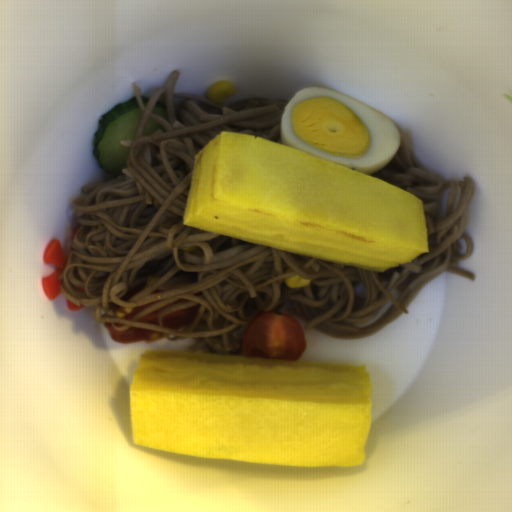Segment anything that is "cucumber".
I'll use <instances>...</instances> for the list:
<instances>
[{
	"label": "cucumber",
	"mask_w": 512,
	"mask_h": 512,
	"mask_svg": "<svg viewBox=\"0 0 512 512\" xmlns=\"http://www.w3.org/2000/svg\"><path fill=\"white\" fill-rule=\"evenodd\" d=\"M151 113H156L157 115H159L160 117L169 122L167 107L163 103L159 101L156 102Z\"/></svg>",
	"instance_id": "cucumber-3"
},
{
	"label": "cucumber",
	"mask_w": 512,
	"mask_h": 512,
	"mask_svg": "<svg viewBox=\"0 0 512 512\" xmlns=\"http://www.w3.org/2000/svg\"><path fill=\"white\" fill-rule=\"evenodd\" d=\"M101 116L99 130L94 135L92 153L108 175L125 174L123 169L128 168L130 147L121 141L135 139L143 116L141 106L136 96H132Z\"/></svg>",
	"instance_id": "cucumber-1"
},
{
	"label": "cucumber",
	"mask_w": 512,
	"mask_h": 512,
	"mask_svg": "<svg viewBox=\"0 0 512 512\" xmlns=\"http://www.w3.org/2000/svg\"><path fill=\"white\" fill-rule=\"evenodd\" d=\"M140 100L143 102V104L145 105V107L147 108L148 106V103L150 101L149 97H145L143 95H140Z\"/></svg>",
	"instance_id": "cucumber-4"
},
{
	"label": "cucumber",
	"mask_w": 512,
	"mask_h": 512,
	"mask_svg": "<svg viewBox=\"0 0 512 512\" xmlns=\"http://www.w3.org/2000/svg\"><path fill=\"white\" fill-rule=\"evenodd\" d=\"M155 130H161L163 133L166 132L154 119L148 117L143 134L145 136H150Z\"/></svg>",
	"instance_id": "cucumber-2"
}]
</instances>
